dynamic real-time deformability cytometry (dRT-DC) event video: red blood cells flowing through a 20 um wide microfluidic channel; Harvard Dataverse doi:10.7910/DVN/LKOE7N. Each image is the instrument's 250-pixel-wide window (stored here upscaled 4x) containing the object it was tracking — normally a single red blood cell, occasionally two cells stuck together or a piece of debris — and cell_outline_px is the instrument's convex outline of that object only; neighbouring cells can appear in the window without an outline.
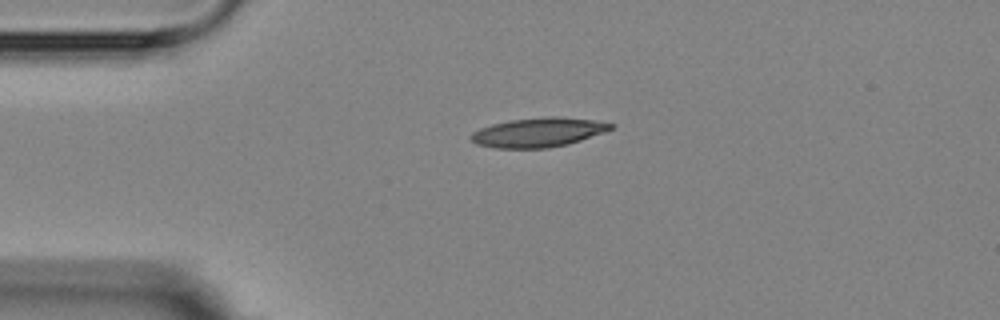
{"species": "Egyptian fruit bat (a non-hibernating species)", "species_latin": "Rousettus aegyptiacus", "temperature_condition": "room temperature", "stored_images_in_passage": 2, "camera_frame_rate_fps": 3000, "um_per_image_px": 0.085, "animal": {"sex": "female"}, "frame": {"image": 1, "passage_image": 1, "time_ms": 0.0, "image_size_px": [1000, 320], "cell_outline_px": [[616, 124], [612, 128], [604, 132], [568, 144], [548, 148], [496, 148], [476, 144], [472, 140], [472, 132], [480, 128], [492, 124], [508, 120], [548, 116], [556, 116], [592, 120]], "centroid_in_image_um": [45.75, 11.25], "position_along_channel_um": 39.3, "area_um2": 23.76}}